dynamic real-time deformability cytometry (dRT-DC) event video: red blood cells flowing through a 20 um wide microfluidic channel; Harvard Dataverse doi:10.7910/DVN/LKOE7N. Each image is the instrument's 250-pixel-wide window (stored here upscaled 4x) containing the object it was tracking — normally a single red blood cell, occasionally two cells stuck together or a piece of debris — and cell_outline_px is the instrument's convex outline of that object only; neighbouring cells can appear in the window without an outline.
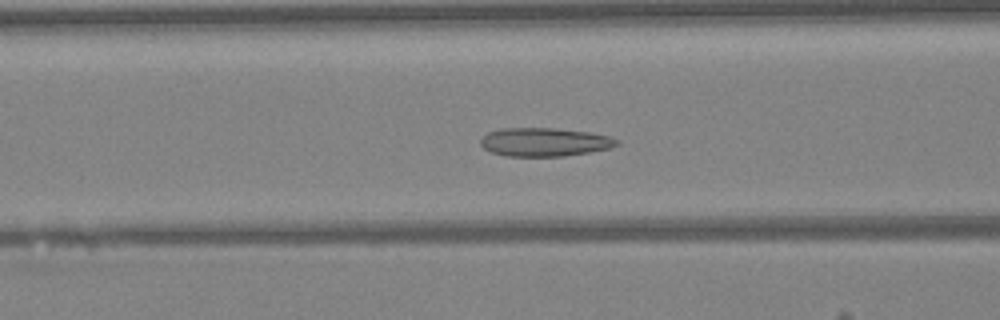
{"species": "Egyptian fruit bat (a non-hibernating species)", "species_latin": "Rousettus aegyptiacus", "temperature_condition": "warm", "stored_images_in_passage": 48, "camera_frame_rate_fps": 3000, "um_per_image_px": 0.085, "animal": {"sex": "female"}, "frame": {"image": 1, "passage_image": 19, "time_ms": 6.0, "image_size_px": [1000, 320], "cell_outline_px": [[620, 144], [608, 148], [588, 152], [564, 156], [504, 156], [492, 152], [484, 148], [480, 144], [480, 140], [488, 132], [500, 128], [552, 128], [588, 132], [608, 136], [620, 140]], "centroid_in_image_um": [46.26, 12.07], "position_along_channel_um": 120.3, "area_um2": 22.54}}
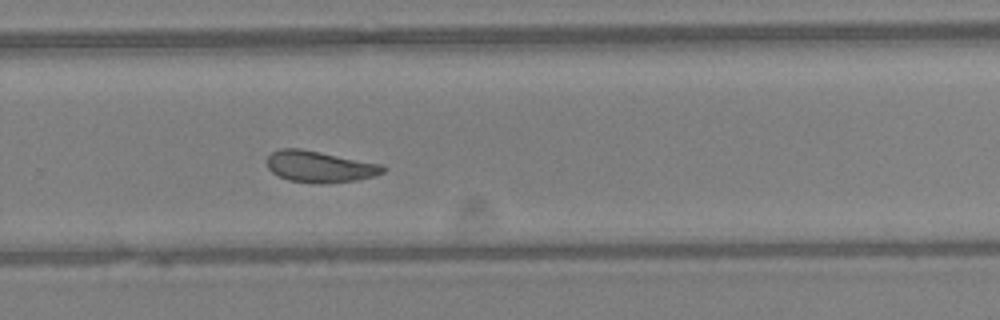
{"frame": {"image": 2, "passage_image": 32, "time_ms": 10.333, "image_size_px": [1000, 320], "cell_outline_px": [[388, 168], [384, 172], [372, 176], [356, 180], [288, 180], [272, 172], [268, 168], [264, 160], [272, 152], [280, 148], [300, 148], [380, 164]], "centroid_in_image_um": [27.11, 14.1], "position_along_channel_um": 302.7, "area_um2": 20.17}}
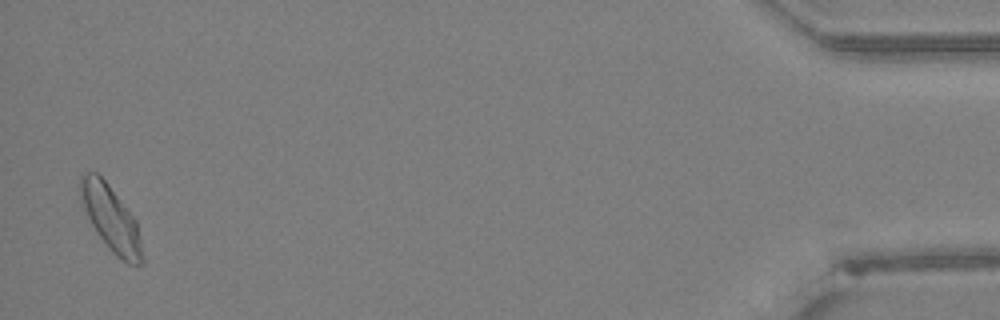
{"frame": {"image": 3, "passage_image": 47, "time_ms": 15.333, "image_size_px": [1000, 320], "cell_outline_px": [[144, 264], [128, 264], [116, 256], [108, 248], [96, 232], [80, 204], [80, 176], [88, 172], [96, 172], [108, 184], [136, 220], [144, 256]], "centroid_in_image_um": [9.42, 18.6], "position_along_channel_um": 425.8, "area_um2": 23.58}, "authors_computed_cell_mechanics": {"area_um2": 22.1374, "velocity_mm_per_s": 4.2325, "shape_relaxation_time_tau1_ms": null, "shape_relaxation_time_tau2_ms": 2.1826, "deformation_change_tau1": null, "deformation_change_tau2": 0.085}}